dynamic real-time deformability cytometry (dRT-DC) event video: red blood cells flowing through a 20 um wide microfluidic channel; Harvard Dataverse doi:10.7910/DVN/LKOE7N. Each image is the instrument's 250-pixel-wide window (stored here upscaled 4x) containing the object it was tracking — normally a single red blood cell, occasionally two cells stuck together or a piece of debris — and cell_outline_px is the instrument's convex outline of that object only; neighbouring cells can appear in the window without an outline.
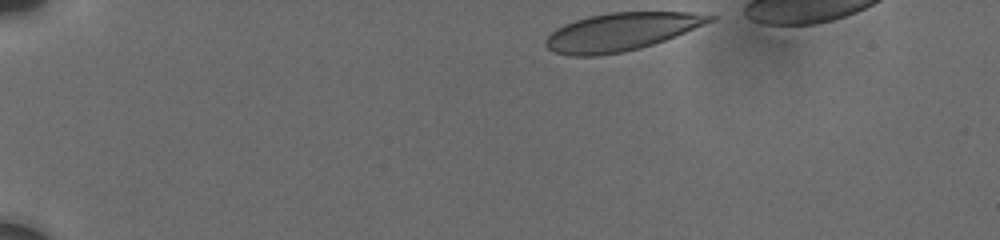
{"species": "human", "species_latin": "Homo sapiens", "temperature_condition": "cold", "stored_images_in_passage": 32, "camera_frame_rate_fps": 3000, "um_per_image_px": 0.085, "donor": {"sex": "male"}, "frame": {"image": 1, "passage_image": 1, "time_ms": 0.0, "image_size_px": [1000, 240], "cell_outline_px": [[720, 16], [716, 20], [676, 36], [640, 48], [624, 52], [596, 56], [572, 56], [556, 52], [548, 48], [544, 44], [544, 40], [556, 28], [564, 24], [588, 16], [608, 12], [692, 12]], "centroid_in_image_um": [52.83, 2.69], "position_along_channel_um": 32.2, "area_um2": 36.36}}
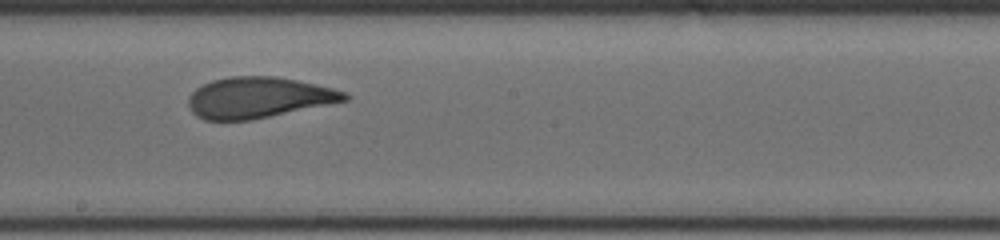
{"frame": {"image": 2, "passage_image": 20, "time_ms": 7.667, "image_size_px": [1000, 240], "cell_outline_px": [[352, 96], [348, 100], [248, 120], [204, 120], [196, 116], [192, 112], [188, 104], [188, 96], [196, 88], [212, 80], [232, 76], [276, 76], [296, 80], [332, 88], [348, 92]], "centroid_in_image_um": [21.95, 8.28], "position_along_channel_um": 226.2, "area_um2": 36.99}}
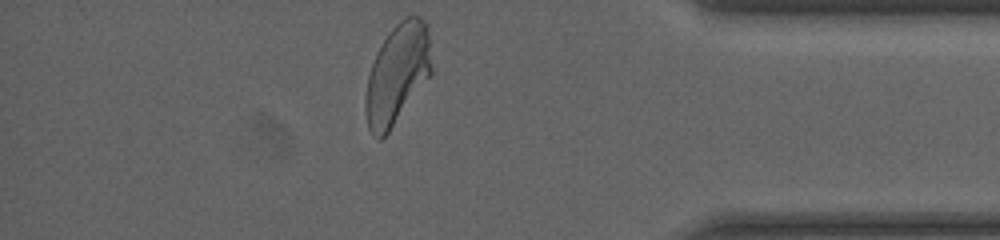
{"frame": {"image": 3, "passage_image": 32, "time_ms": 13.0, "image_size_px": [1000, 240], "cell_outline_px": [[432, 72], [388, 132], [380, 140], [376, 140], [368, 128], [364, 108], [364, 100], [368, 76], [376, 52], [388, 32], [404, 16], [420, 16], [428, 24], [432, 68]], "centroid_in_image_um": [33.75, 6.26], "position_along_channel_um": 401.4, "area_um2": 38.49}, "authors_computed_cell_mechanics": {"area_um2": 37.6567, "velocity_mm_per_s": 3.715, "shape_relaxation_time_tau1_ms": 4.9164, "shape_relaxation_time_tau2_ms": 1.0981, "deformation_change_tau1": 0.1721, "deformation_change_tau2": 0.0655}}